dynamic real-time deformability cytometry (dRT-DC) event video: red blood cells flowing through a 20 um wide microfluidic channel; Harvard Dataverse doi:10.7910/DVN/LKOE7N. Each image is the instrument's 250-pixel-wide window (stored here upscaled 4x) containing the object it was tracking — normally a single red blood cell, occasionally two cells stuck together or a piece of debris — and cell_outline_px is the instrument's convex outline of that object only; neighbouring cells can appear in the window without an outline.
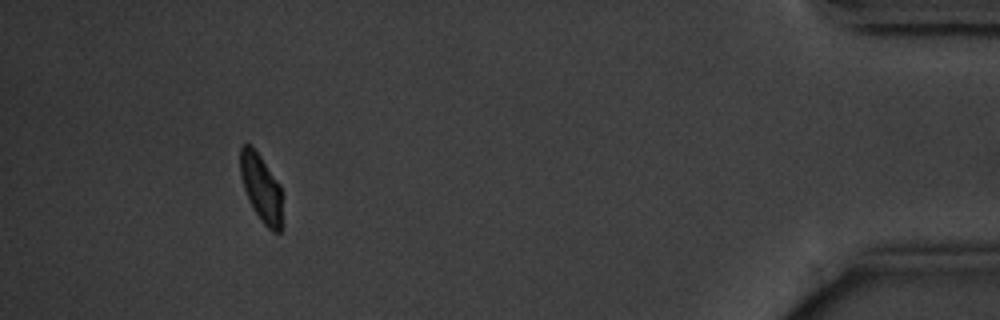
{"species": "common noctule bat (a hibernating species)", "species_latin": "Nyctalus noctula", "temperature_condition": "cold", "stored_images_in_passage": 15, "camera_frame_rate_fps": 3000, "um_per_image_px": 0.085, "animal": {"sex": "male", "body_mass_g": 20.1, "forearm_length_mm": 53.5}, "frame": {"image": 1, "passage_image": 13, "time_ms": 16.0, "image_size_px": [1000, 320], "cell_outline_px": [[284, 224], [280, 232], [272, 232], [260, 220], [252, 208], [248, 200], [240, 176], [240, 148], [244, 144], [248, 144], [260, 156], [280, 184]], "centroid_in_image_um": [22.23, 16.07], "position_along_channel_um": 413.0, "area_um2": 16.88}, "authors_computed_cell_mechanics": {"area_um2": 18.0914, "velocity_mm_per_s": 3.5658, "shape_relaxation_time_tau1_ms": 1.1307, "shape_relaxation_time_tau2_ms": 7.1455, "deformation_change_tau1": 0.0842, "deformation_change_tau2": 0.1022}}